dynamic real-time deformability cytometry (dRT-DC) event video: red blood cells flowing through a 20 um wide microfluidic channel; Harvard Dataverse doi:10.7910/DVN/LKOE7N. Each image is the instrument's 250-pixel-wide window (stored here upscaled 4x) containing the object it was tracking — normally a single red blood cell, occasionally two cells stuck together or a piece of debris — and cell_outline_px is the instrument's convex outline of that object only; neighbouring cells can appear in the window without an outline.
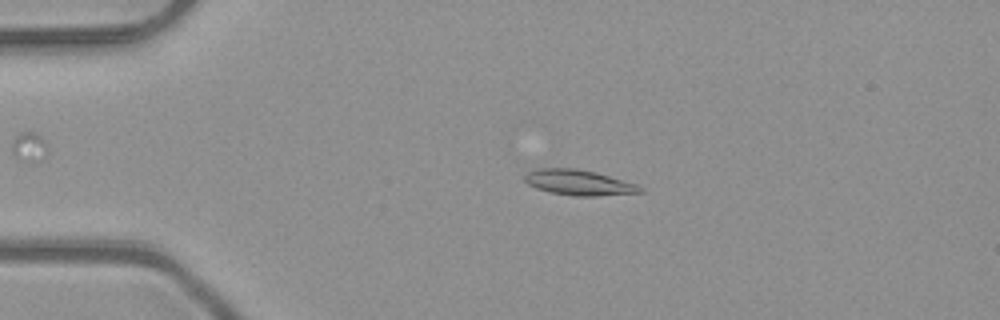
{"species": "common noctule bat (a hibernating species)", "species_latin": "Nyctalus noctula", "temperature_condition": "room temperature", "stored_images_in_passage": 50, "camera_frame_rate_fps": 3000, "um_per_image_px": 0.085, "animal": {"sex": "male", "body_mass_g": 23.1, "forearm_length_mm": 52.7}, "frame": {"image": 1, "passage_image": 11, "time_ms": 3.333, "image_size_px": [1000, 320], "cell_outline_px": [[644, 192], [596, 196], [572, 196], [548, 192], [536, 188], [528, 184], [524, 180], [524, 176], [528, 172], [536, 168], [576, 168], [596, 172], [636, 184], [644, 188]], "centroid_in_image_um": [49.18, 15.52], "position_along_channel_um": 35.8, "area_um2": 17.22}}
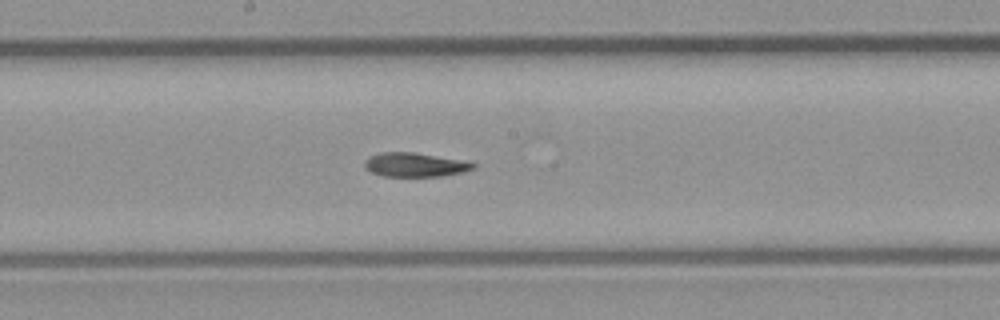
{"frame": {"image": 2, "passage_image": 27, "time_ms": 8.667, "image_size_px": [1000, 320], "cell_outline_px": [[476, 168], [464, 172], [440, 176], [384, 176], [372, 172], [364, 168], [364, 160], [368, 156], [380, 152], [412, 152], [460, 160], [476, 164]], "centroid_in_image_um": [35.22, 14.0], "position_along_channel_um": 213.0, "area_um2": 15.14}}
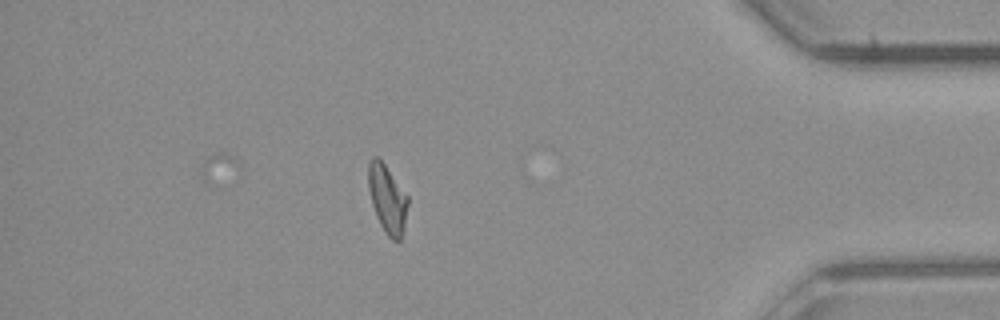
{"frame": {"image": 3, "passage_image": 44, "time_ms": 14.333, "image_size_px": [1000, 320], "cell_outline_px": [[408, 204], [404, 224], [400, 240], [392, 240], [384, 232], [376, 216], [372, 204], [368, 188], [368, 164], [372, 156], [376, 156], [384, 164], [408, 196]], "centroid_in_image_um": [32.9, 16.9], "position_along_channel_um": 402.3, "area_um2": 15.49}, "authors_computed_cell_mechanics": {"area_um2": 15.895, "velocity_mm_per_s": 4.1016, "shape_relaxation_time_tau1_ms": 6.6668, "shape_relaxation_time_tau2_ms": 4.6848, "deformation_change_tau1": 0.2032, "deformation_change_tau2": 0.1015}}